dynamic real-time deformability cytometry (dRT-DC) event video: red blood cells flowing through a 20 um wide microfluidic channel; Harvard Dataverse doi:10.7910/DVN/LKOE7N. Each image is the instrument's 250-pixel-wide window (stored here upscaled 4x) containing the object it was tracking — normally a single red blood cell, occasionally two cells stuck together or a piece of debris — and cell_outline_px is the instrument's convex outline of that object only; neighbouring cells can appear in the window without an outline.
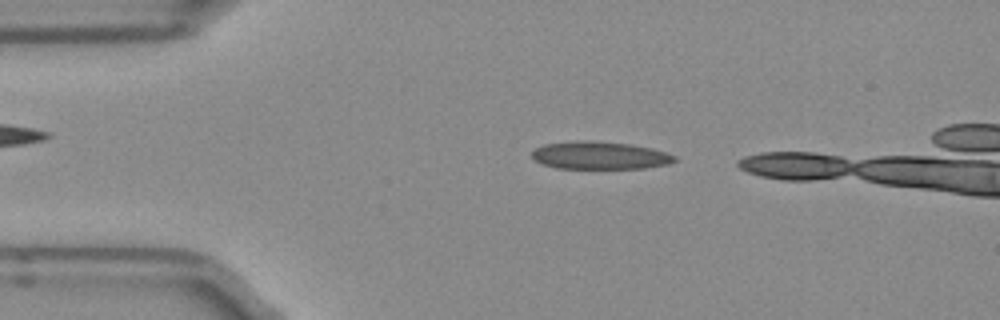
{"species": "Egyptian fruit bat (a non-hibernating species)", "species_latin": "Rousettus aegyptiacus", "temperature_condition": "room temperature", "stored_images_in_passage": 8, "camera_frame_rate_fps": 3000, "um_per_image_px": 0.085, "frame": {"image": 1, "passage_image": 4, "time_ms": 1.0, "image_size_px": [1000, 320], "cell_outline_px": [[676, 160], [668, 164], [644, 168], [556, 168], [544, 164], [536, 160], [532, 156], [532, 152], [536, 148], [544, 144], [576, 140], [592, 140], [632, 144], [652, 148], [676, 156]], "centroid_in_image_um": [50.99, 13.2], "position_along_channel_um": 34.0, "area_um2": 23.0}}